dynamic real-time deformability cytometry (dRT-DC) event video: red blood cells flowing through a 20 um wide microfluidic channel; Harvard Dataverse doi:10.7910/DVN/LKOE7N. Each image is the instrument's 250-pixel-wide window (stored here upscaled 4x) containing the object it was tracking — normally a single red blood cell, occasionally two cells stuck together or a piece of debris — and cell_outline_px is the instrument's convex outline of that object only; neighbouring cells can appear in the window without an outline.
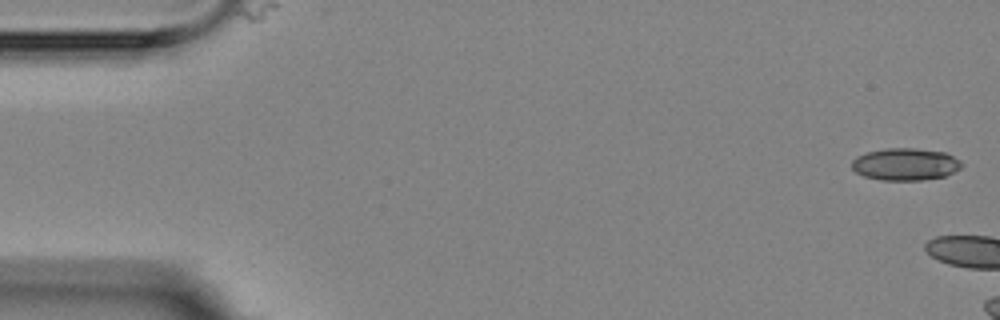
{"species": "Egyptian fruit bat (a non-hibernating species)", "species_latin": "Rousettus aegyptiacus", "temperature_condition": "room temperature", "stored_images_in_passage": 5, "camera_frame_rate_fps": 3000, "um_per_image_px": 0.085, "animal": {"sex": "female"}, "frame": {"image": 1, "passage_image": 1, "time_ms": 0.0, "image_size_px": [1000, 320], "cell_outline_px": [[964, 164], [960, 168], [944, 176], [920, 180], [884, 180], [864, 176], [856, 172], [852, 168], [852, 160], [856, 156], [868, 152], [884, 148], [916, 148], [944, 152], [960, 160]], "centroid_in_image_um": [76.94, 13.95], "position_along_channel_um": 8.1, "area_um2": 20.52}}